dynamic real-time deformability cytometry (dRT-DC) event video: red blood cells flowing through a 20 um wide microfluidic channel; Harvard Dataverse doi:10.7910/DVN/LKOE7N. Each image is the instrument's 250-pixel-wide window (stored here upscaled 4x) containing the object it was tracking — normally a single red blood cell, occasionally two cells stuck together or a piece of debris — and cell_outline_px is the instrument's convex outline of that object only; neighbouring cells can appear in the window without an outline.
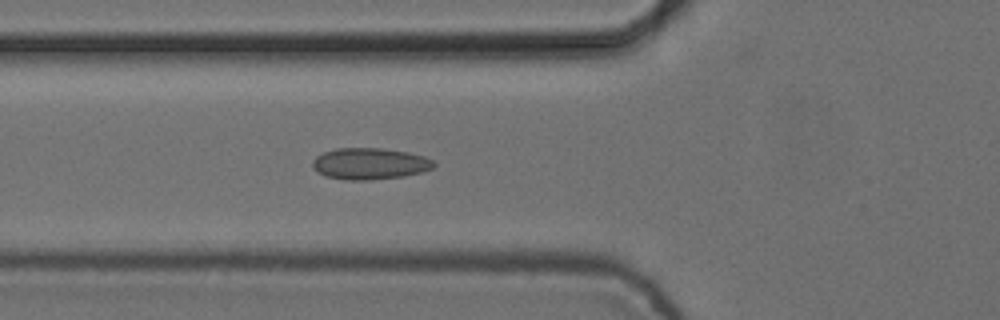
{"species": "common noctule bat (a hibernating species)", "species_latin": "Nyctalus noctula", "temperature_condition": "cold", "stored_images_in_passage": 5, "camera_frame_rate_fps": 3000, "um_per_image_px": 0.085, "animal": {"sex": "female", "body_mass_g": 24.6, "forearm_length_mm": 56.2}, "frame": {"image": 1, "passage_image": 5, "time_ms": 1.333, "image_size_px": [1000, 320], "cell_outline_px": [[436, 164], [432, 168], [420, 172], [404, 176], [372, 180], [344, 180], [324, 176], [312, 168], [312, 160], [316, 156], [324, 152], [336, 148], [380, 148], [408, 152], [424, 156], [432, 160]], "centroid_in_image_um": [31.39, 13.92], "position_along_channel_um": 94.4, "area_um2": 22.37}}